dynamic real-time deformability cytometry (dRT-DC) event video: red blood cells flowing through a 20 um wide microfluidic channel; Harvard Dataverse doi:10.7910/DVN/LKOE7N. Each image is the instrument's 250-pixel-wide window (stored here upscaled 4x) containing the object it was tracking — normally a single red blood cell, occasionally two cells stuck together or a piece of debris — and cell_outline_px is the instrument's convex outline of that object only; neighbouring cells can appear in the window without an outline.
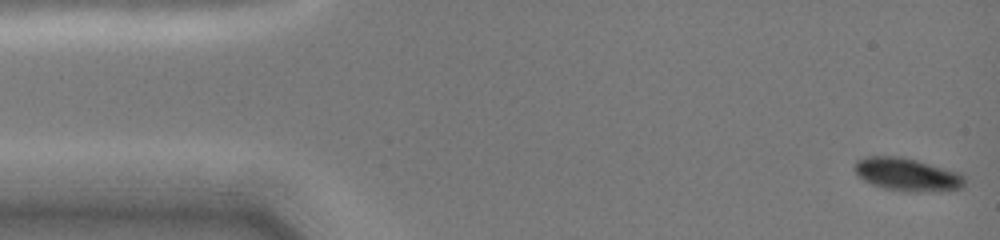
{"species": "common noctule bat (a hibernating species)", "species_latin": "Nyctalus noctula", "temperature_condition": "cold", "stored_images_in_passage": 11, "camera_frame_rate_fps": 3000, "um_per_image_px": 0.085, "animal": {"sex": "female", "body_mass_g": 19.0, "forearm_length_mm": 51.5}, "frame": {"image": 1, "passage_image": 1, "time_ms": 0.0, "image_size_px": [1000, 240], "cell_outline_px": [[964, 188], [940, 192], [904, 192], [884, 188], [872, 184], [864, 180], [852, 168], [856, 160], [868, 156], [900, 156], [916, 160], [960, 172], [964, 176]], "centroid_in_image_um": [77.14, 14.85], "position_along_channel_um": 7.9, "area_um2": 21.5}}
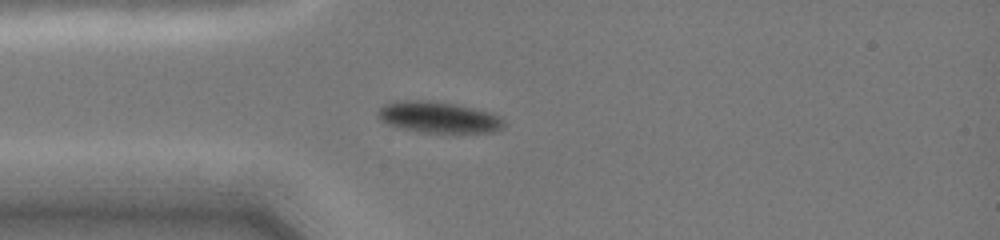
{"frame": {"image": 2, "passage_image": 10, "time_ms": 3.667, "image_size_px": [1000, 240], "cell_outline_px": [[504, 128], [492, 132], [424, 132], [400, 128], [388, 124], [380, 120], [376, 116], [376, 112], [384, 104], [396, 100], [428, 100], [456, 104], [488, 112], [500, 116], [504, 120]], "centroid_in_image_um": [37.23, 9.96], "position_along_channel_um": 47.8, "area_um2": 22.95}}